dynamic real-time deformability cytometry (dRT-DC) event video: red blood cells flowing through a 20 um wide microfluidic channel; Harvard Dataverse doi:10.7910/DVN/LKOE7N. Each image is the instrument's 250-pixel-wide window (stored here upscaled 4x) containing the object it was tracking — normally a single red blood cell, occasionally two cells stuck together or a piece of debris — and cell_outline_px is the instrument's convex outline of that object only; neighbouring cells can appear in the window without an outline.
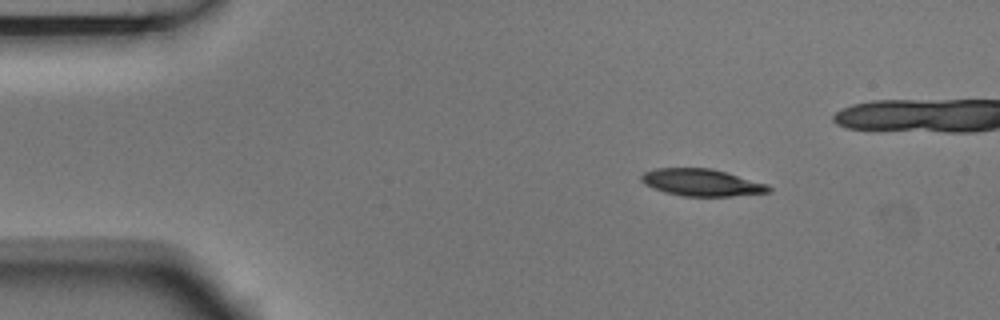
{"species": "Egyptian fruit bat (a non-hibernating species)", "species_latin": "Rousettus aegyptiacus", "temperature_condition": "room temperature", "stored_images_in_passage": 3, "camera_frame_rate_fps": 3000, "um_per_image_px": 0.085, "animal": {"sex": "male"}, "frame": {"image": 1, "passage_image": 1, "time_ms": 0.0, "image_size_px": [1000, 320], "cell_outline_px": [[772, 192], [732, 196], [684, 196], [664, 192], [652, 188], [644, 184], [640, 180], [640, 176], [644, 172], [656, 168], [712, 168], [768, 184], [772, 188]], "centroid_in_image_um": [59.64, 15.51], "position_along_channel_um": 25.4, "area_um2": 20.23}}